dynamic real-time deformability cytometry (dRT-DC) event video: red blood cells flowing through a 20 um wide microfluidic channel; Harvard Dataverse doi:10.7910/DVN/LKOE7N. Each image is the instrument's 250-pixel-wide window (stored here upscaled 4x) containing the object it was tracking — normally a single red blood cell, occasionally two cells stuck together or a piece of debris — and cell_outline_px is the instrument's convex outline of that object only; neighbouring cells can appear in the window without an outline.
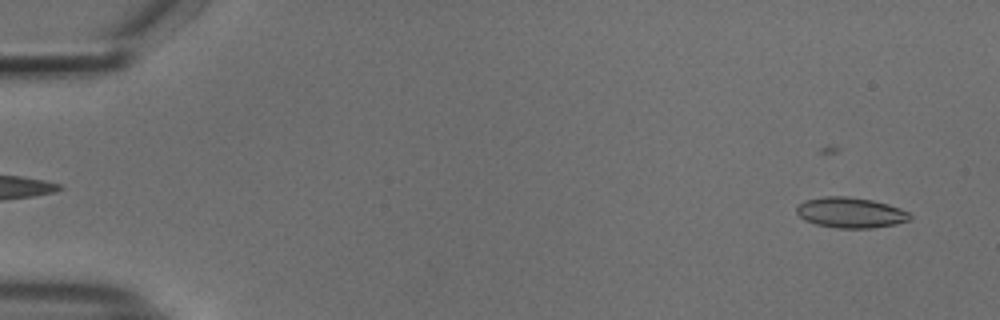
{"species": "common noctule bat (a hibernating species)", "species_latin": "Nyctalus noctula", "temperature_condition": "cold", "stored_images_in_passage": 43, "camera_frame_rate_fps": 3000, "um_per_image_px": 0.085, "animal": {"sex": "male", "body_mass_g": 18.8}, "frame": {"image": 1, "passage_image": 3, "time_ms": 0.667, "image_size_px": [1000, 320], "cell_outline_px": [[912, 216], [908, 220], [896, 224], [872, 228], [836, 228], [816, 224], [804, 220], [796, 212], [796, 208], [804, 200], [824, 196], [848, 196], [872, 200], [888, 204], [900, 208], [908, 212]], "centroid_in_image_um": [72.28, 18.07], "position_along_channel_um": 12.7, "area_um2": 20.17}}
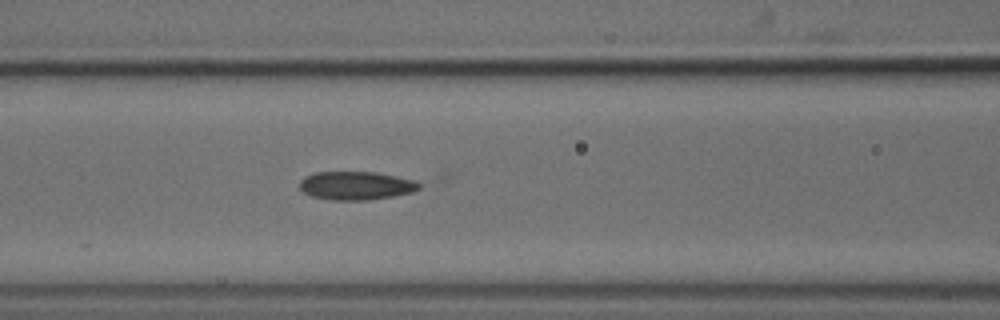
{"frame": {"image": 2, "passage_image": 23, "time_ms": 7.333, "image_size_px": [1000, 320], "cell_outline_px": [[420, 188], [412, 192], [392, 196], [368, 200], [332, 200], [312, 196], [304, 192], [300, 188], [300, 180], [304, 176], [316, 172], [376, 172], [416, 180], [420, 184]], "centroid_in_image_um": [30.26, 15.77], "position_along_channel_um": 136.3, "area_um2": 19.77}}
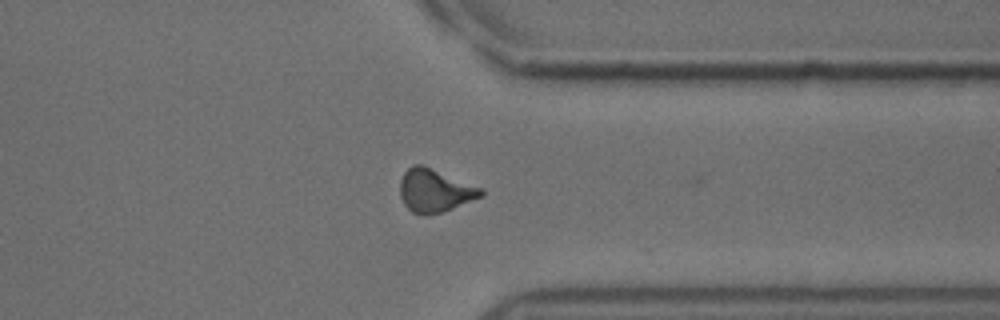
{"frame": {"image": 3, "passage_image": 42, "time_ms": 13.667, "image_size_px": [1000, 320], "cell_outline_px": [[484, 196], [452, 208], [440, 212], [412, 212], [404, 204], [400, 196], [400, 180], [404, 172], [412, 164], [424, 164], [484, 188]], "centroid_in_image_um": [36.99, 16.13], "position_along_channel_um": 374.4, "area_um2": 20.29}}